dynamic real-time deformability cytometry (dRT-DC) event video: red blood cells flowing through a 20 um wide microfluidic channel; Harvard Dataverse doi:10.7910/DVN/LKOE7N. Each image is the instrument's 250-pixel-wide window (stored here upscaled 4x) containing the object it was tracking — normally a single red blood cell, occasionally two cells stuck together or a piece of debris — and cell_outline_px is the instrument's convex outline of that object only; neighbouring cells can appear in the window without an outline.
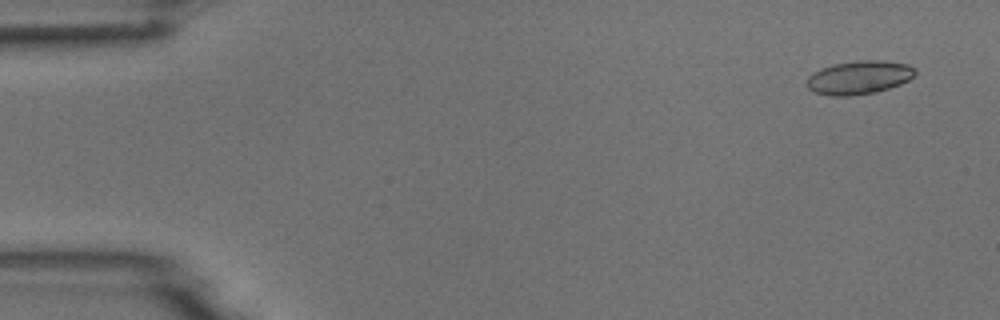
{"species": "common noctule bat (a hibernating species)", "species_latin": "Nyctalus noctula", "temperature_condition": "room temperature", "stored_images_in_passage": 4, "camera_frame_rate_fps": 3000, "um_per_image_px": 0.085, "animal": {"sex": "male", "body_mass_g": 18.8}, "frame": {"image": 1, "passage_image": 1, "time_ms": 0.0, "image_size_px": [1000, 320], "cell_outline_px": [[916, 72], [908, 80], [900, 84], [876, 92], [848, 96], [828, 96], [816, 92], [808, 88], [808, 76], [812, 72], [820, 68], [832, 64], [856, 60], [880, 60], [908, 64], [916, 68]], "centroid_in_image_um": [73.01, 6.57], "position_along_channel_um": 12.0, "area_um2": 21.21}}
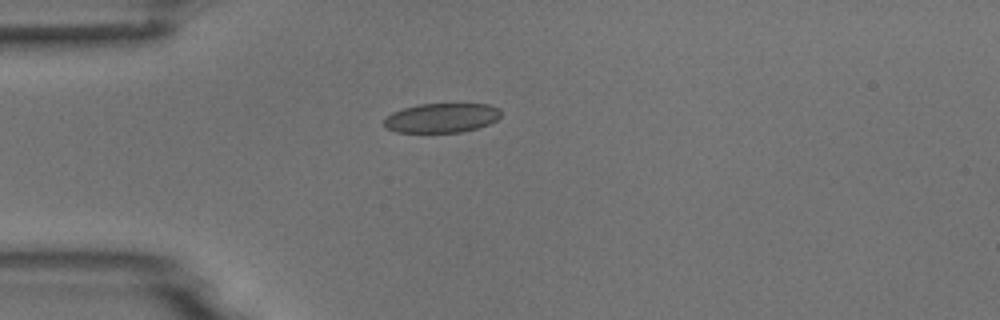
{"frame": {"image": 2, "passage_image": 4, "time_ms": 3.667, "image_size_px": [1000, 320], "cell_outline_px": [[500, 116], [496, 120], [488, 124], [476, 128], [460, 132], [396, 132], [384, 128], [384, 120], [392, 112], [404, 108], [420, 104], [488, 104], [500, 108]], "centroid_in_image_um": [37.52, 10.02], "position_along_channel_um": 47.5, "area_um2": 19.94}}